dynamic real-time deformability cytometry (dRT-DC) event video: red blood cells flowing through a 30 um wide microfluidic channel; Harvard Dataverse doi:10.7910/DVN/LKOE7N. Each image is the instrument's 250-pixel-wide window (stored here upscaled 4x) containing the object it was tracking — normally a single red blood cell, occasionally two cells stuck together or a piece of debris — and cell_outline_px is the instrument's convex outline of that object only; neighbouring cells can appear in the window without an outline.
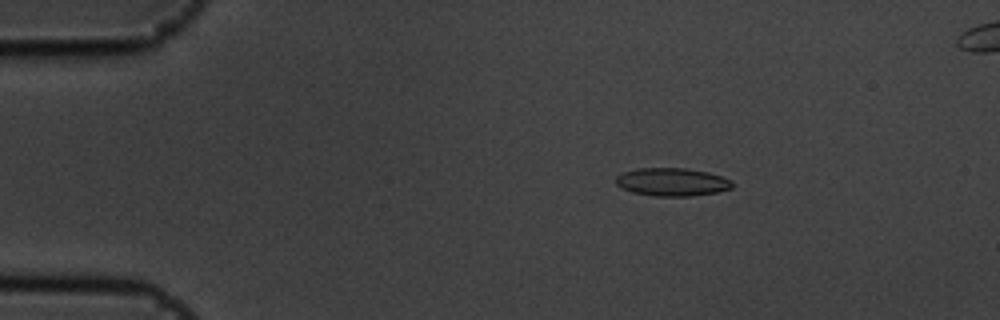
{"species": "common noctule bat (a hibernating species)", "species_latin": "Nyctalus noctula", "temperature_condition": "cold", "stored_images_in_passage": 57, "camera_frame_rate_fps": 3000, "um_per_image_px": 0.085, "animal": {"sex": "male", "body_mass_g": 19.5, "forearm_length_mm": 54.6}, "frame": {"image": 1, "passage_image": 10, "time_ms": 3.0, "image_size_px": [1000, 320], "cell_outline_px": [[732, 188], [716, 192], [692, 196], [656, 196], [632, 192], [620, 188], [616, 184], [616, 176], [624, 172], [636, 168], [684, 168], [708, 172], [732, 180]], "centroid_in_image_um": [57.1, 15.47], "position_along_channel_um": 27.9, "area_um2": 19.02}}
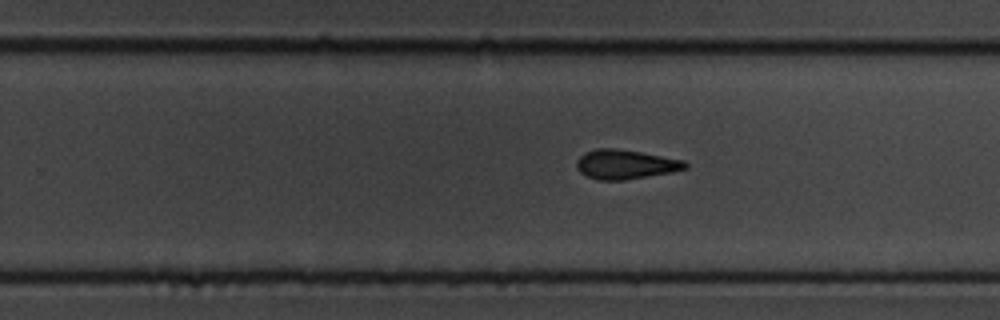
{"frame": {"image": 2, "passage_image": 36, "time_ms": 11.667, "image_size_px": [1000, 320], "cell_outline_px": [[688, 168], [672, 172], [624, 180], [596, 180], [580, 172], [576, 168], [576, 160], [584, 152], [596, 148], [616, 148], [640, 152], [684, 160], [688, 164]], "centroid_in_image_um": [53.14, 13.97], "position_along_channel_um": 276.7, "area_um2": 18.67}}
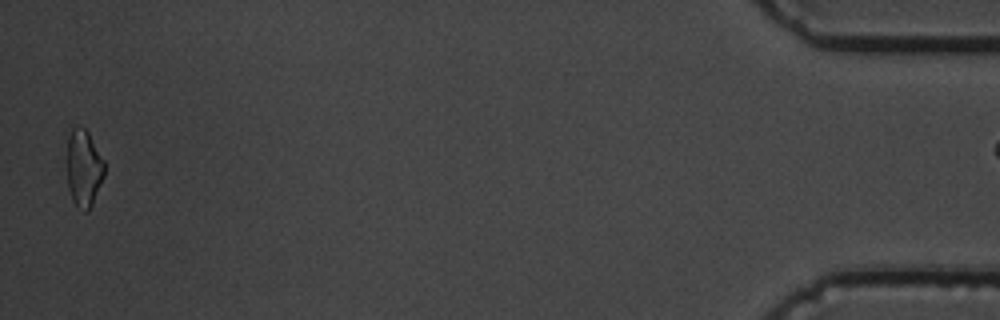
{"frame": {"image": 3, "passage_image": 56, "time_ms": 18.333, "image_size_px": [1000, 320], "cell_outline_px": [[104, 176], [92, 204], [88, 212], [84, 212], [76, 208], [72, 200], [68, 188], [68, 136], [72, 128], [80, 124], [88, 132], [104, 160]], "centroid_in_image_um": [7.12, 14.31], "position_along_channel_um": 428.1, "area_um2": 16.88}}